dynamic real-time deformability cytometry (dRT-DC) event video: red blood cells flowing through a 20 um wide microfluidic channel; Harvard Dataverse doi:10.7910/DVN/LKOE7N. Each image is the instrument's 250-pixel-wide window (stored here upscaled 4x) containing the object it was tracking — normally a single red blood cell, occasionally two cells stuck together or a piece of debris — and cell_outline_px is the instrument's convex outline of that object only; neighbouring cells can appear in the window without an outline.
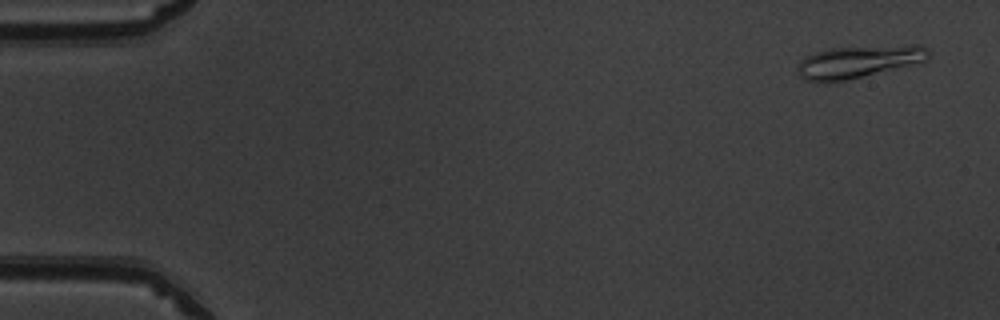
{"species": "common noctule bat (a hibernating species)", "species_latin": "Nyctalus noctula", "temperature_condition": "warm", "stored_images_in_passage": 51, "camera_frame_rate_fps": 3000, "um_per_image_px": 0.085, "animal": {"sex": "male", "body_mass_g": 19.5, "forearm_length_mm": 54.6}, "frame": {"image": 1, "passage_image": 3, "time_ms": 0.667, "image_size_px": [1000, 320], "cell_outline_px": [[932, 52], [928, 60], [848, 80], [816, 84], [804, 80], [796, 72], [800, 60], [804, 56], [828, 48], [908, 44], [920, 44], [928, 48]], "centroid_in_image_um": [72.96, 5.24], "position_along_channel_um": 12.0, "area_um2": 25.43}}
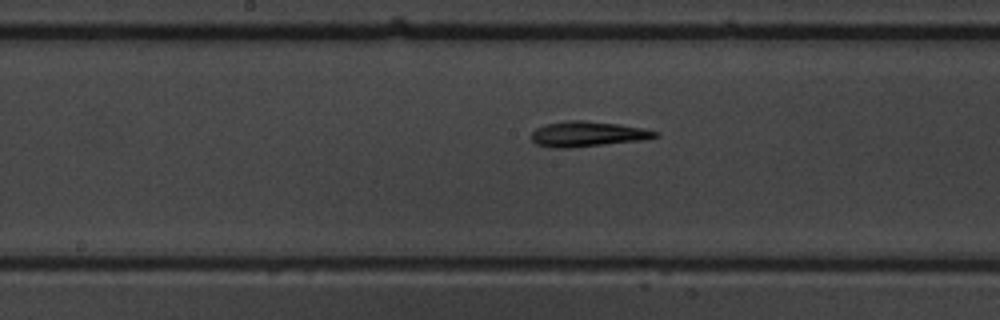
{"frame": {"image": 2, "passage_image": 27, "time_ms": 8.667, "image_size_px": [1000, 320], "cell_outline_px": [[660, 136], [640, 140], [568, 148], [556, 148], [536, 144], [532, 140], [532, 132], [536, 128], [548, 124], [568, 120], [584, 120], [620, 124], [644, 128], [660, 132]], "centroid_in_image_um": [49.97, 11.38], "position_along_channel_um": 198.2, "area_um2": 18.09}}
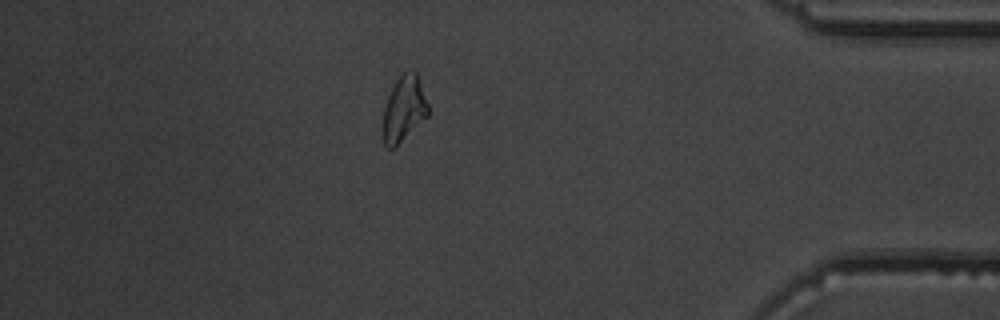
{"frame": {"image": 3, "passage_image": 45, "time_ms": 14.667, "image_size_px": [1000, 320], "cell_outline_px": [[428, 116], [396, 148], [388, 148], [384, 144], [380, 128], [380, 124], [384, 108], [388, 96], [396, 80], [408, 68], [416, 72], [428, 104]], "centroid_in_image_um": [34.29, 9.31], "position_along_channel_um": 400.9, "area_um2": 17.74}}